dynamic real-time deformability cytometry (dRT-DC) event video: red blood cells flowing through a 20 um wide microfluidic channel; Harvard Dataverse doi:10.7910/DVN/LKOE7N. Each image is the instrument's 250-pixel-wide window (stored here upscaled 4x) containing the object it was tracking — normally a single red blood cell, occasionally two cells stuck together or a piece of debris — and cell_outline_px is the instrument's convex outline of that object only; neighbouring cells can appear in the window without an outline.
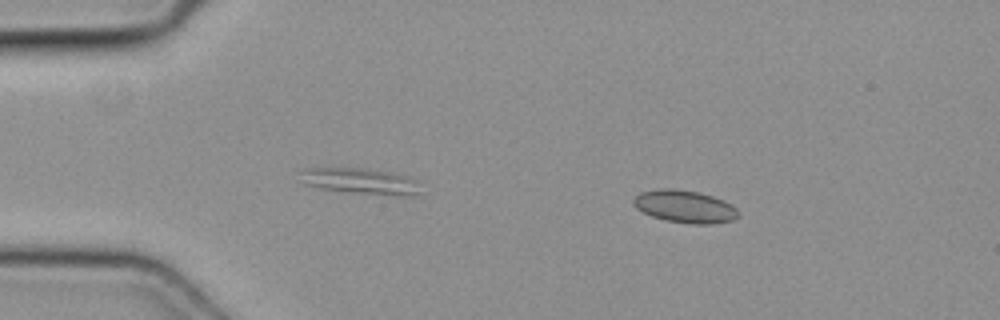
{"species": "common noctule bat (a hibernating species)", "species_latin": "Nyctalus noctula", "temperature_condition": "cold", "stored_images_in_passage": 4, "camera_frame_rate_fps": 3000, "um_per_image_px": 0.085, "animal": {"sex": "female", "body_mass_g": 19.3, "forearm_length_mm": 54.1}, "frame": {"image": 1, "passage_image": 2, "time_ms": 0.333, "image_size_px": [1000, 320], "cell_outline_px": [[740, 216], [732, 220], [712, 224], [688, 224], [664, 220], [652, 216], [636, 208], [632, 204], [632, 200], [640, 192], [660, 188], [676, 188], [700, 192], [724, 200], [732, 204], [740, 212]], "centroid_in_image_um": [58.22, 17.55], "position_along_channel_um": 26.8, "area_um2": 20.23}}
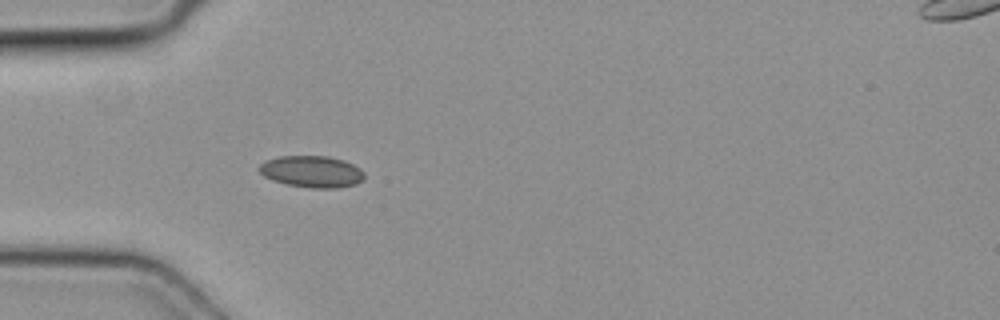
{"frame": {"image": 2, "passage_image": 4, "time_ms": 1.0, "image_size_px": [1000, 320], "cell_outline_px": [[364, 180], [356, 184], [336, 188], [312, 188], [288, 184], [272, 180], [264, 176], [256, 168], [264, 160], [280, 156], [328, 156], [344, 160], [360, 168], [364, 172]], "centroid_in_image_um": [26.5, 14.58], "position_along_channel_um": 58.5, "area_um2": 19.54}}